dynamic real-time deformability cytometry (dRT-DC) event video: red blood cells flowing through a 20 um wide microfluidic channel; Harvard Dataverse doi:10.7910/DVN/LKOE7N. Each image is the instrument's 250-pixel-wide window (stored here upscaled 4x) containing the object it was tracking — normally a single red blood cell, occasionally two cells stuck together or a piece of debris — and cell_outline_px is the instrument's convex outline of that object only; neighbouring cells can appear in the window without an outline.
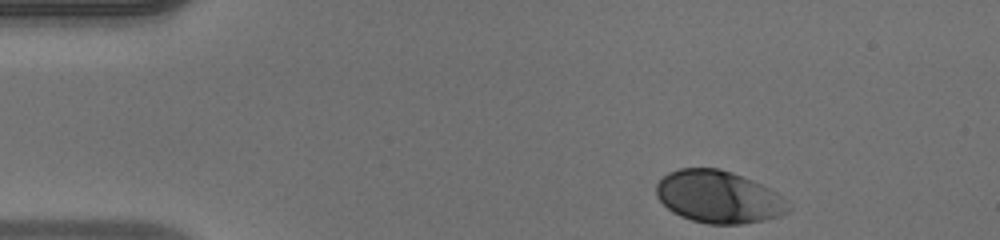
{"species": "human", "species_latin": "Homo sapiens", "temperature_condition": "warm", "stored_images_in_passage": 38, "camera_frame_rate_fps": 3000, "um_per_image_px": 0.085, "donor": {"sex": "male"}, "frame": {"image": 1, "passage_image": 1, "time_ms": 0.0, "image_size_px": [1000, 240], "cell_outline_px": [[792, 208], [788, 212], [780, 216], [764, 220], [740, 224], [708, 224], [692, 220], [680, 216], [672, 212], [656, 196], [656, 184], [668, 172], [680, 168], [720, 168], [732, 172], [752, 180], [776, 192], [788, 200]], "centroid_in_image_um": [61.1, 16.74], "position_along_channel_um": 23.9, "area_um2": 40.4}}
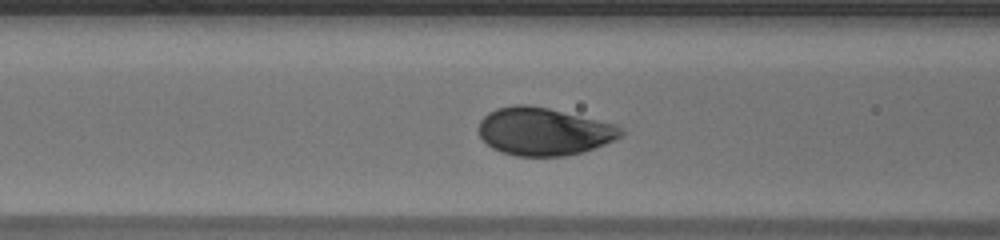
{"frame": {"image": 2, "passage_image": 14, "time_ms": 4.333, "image_size_px": [1000, 240], "cell_outline_px": [[624, 132], [616, 140], [584, 152], [564, 156], [516, 156], [500, 152], [492, 148], [480, 136], [480, 120], [488, 112], [496, 108], [516, 104], [528, 104], [548, 108], [616, 124]], "centroid_in_image_um": [46.23, 11.18], "position_along_channel_um": 120.4, "area_um2": 39.65}}
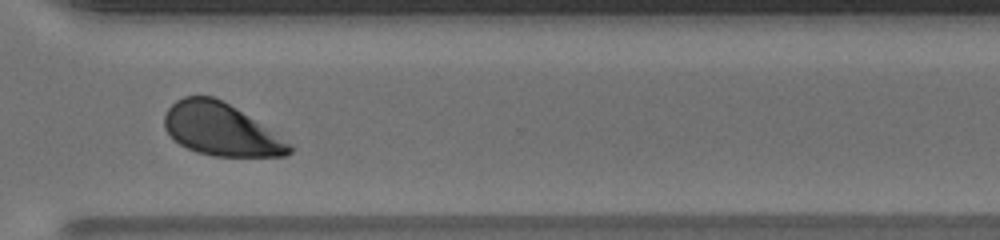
{"frame": {"image": 3, "passage_image": 31, "time_ms": 10.0, "image_size_px": [1000, 240], "cell_outline_px": [[292, 152], [288, 156], [212, 156], [196, 152], [180, 144], [164, 128], [164, 116], [168, 108], [176, 100], [184, 96], [212, 96], [236, 108], [292, 144]], "centroid_in_image_um": [18.77, 11.02], "position_along_channel_um": 351.8, "area_um2": 37.74}, "authors_computed_cell_mechanics": {"area_um2": 39.6508, "velocity_mm_per_s": 4.0886, "shape_relaxation_time_tau1_ms": 2.2709, "shape_relaxation_time_tau2_ms": null, "deformation_change_tau1": 0.1431, "deformation_change_tau2": null}}